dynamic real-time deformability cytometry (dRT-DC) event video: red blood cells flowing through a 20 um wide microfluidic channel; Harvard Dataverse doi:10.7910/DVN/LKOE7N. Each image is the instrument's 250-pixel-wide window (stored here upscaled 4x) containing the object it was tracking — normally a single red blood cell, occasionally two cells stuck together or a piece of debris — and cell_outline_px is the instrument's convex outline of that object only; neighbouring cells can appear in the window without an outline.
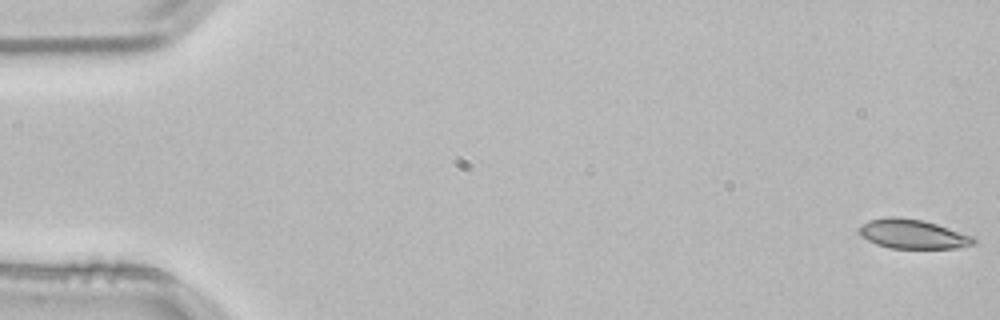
{"species": "common noctule bat (a hibernating species)", "species_latin": "Nyctalus noctula", "temperature_condition": "room temperature", "stored_images_in_passage": 4, "segment_of_instrument_passage": [2, 2], "camera_frame_rate_fps": 3000, "um_per_image_px": 0.085, "animal": {"sex": "male", "body_mass_g": 21.5, "forearm_length_mm": 52.0}, "frame": {"image": 1, "passage_image": 4, "time_ms": 1.0, "image_size_px": [1000, 320], "cell_outline_px": [[976, 244], [960, 248], [888, 248], [876, 244], [860, 236], [860, 228], [868, 220], [888, 216], [896, 216], [924, 220], [976, 236]], "centroid_in_image_um": [77.65, 19.89], "position_along_channel_um": 7.4, "area_um2": 19.83}}